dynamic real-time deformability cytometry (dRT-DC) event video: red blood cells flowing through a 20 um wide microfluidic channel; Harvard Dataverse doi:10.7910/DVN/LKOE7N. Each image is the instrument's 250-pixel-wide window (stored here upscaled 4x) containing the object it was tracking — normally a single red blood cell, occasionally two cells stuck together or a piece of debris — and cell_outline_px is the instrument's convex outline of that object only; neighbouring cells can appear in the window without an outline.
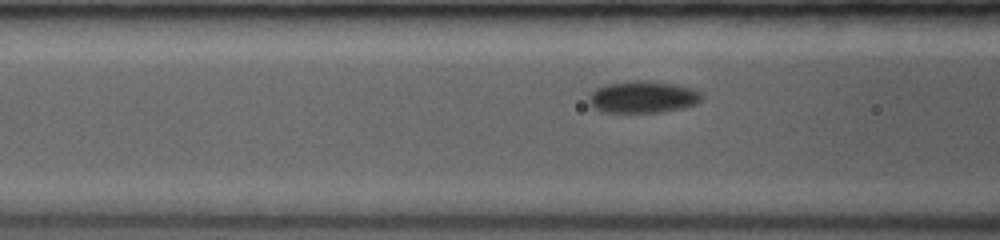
{"species": "common noctule bat (a hibernating species)", "species_latin": "Nyctalus noctula", "temperature_condition": "room temperature", "stored_images_in_passage": 23, "camera_frame_rate_fps": 3500, "um_per_image_px": 0.085, "animal": {"sex": "female", "body_mass_g": 19.0, "forearm_length_mm": 53.3}, "frame": {"image": 1, "passage_image": 19, "time_ms": 2.571, "image_size_px": [1000, 240], "cell_outline_px": [[700, 100], [696, 104], [684, 108], [660, 112], [600, 112], [592, 108], [588, 100], [588, 96], [596, 88], [604, 84], [624, 80], [648, 80], [672, 84], [692, 88], [700, 92]], "centroid_in_image_um": [54.57, 8.23], "position_along_channel_um": 112.0, "area_um2": 21.27}}